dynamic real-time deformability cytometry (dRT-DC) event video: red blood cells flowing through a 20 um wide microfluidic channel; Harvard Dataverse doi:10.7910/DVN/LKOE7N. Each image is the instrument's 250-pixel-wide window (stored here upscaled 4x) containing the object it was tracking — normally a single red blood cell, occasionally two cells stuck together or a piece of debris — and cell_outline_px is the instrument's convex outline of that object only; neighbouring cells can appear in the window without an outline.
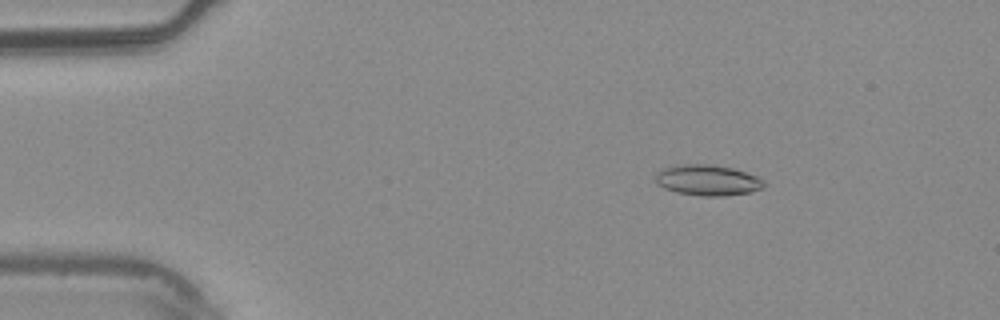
{"species": "common noctule bat (a hibernating species)", "species_latin": "Nyctalus noctula", "temperature_condition": "warm", "stored_images_in_passage": 5, "camera_frame_rate_fps": 3000, "um_per_image_px": 0.085, "animal": {"sex": "male", "body_mass_g": 20.4}, "frame": {"image": 1, "passage_image": 3, "time_ms": 0.667, "image_size_px": [1000, 320], "cell_outline_px": [[764, 188], [752, 192], [724, 196], [700, 196], [676, 192], [664, 188], [656, 184], [656, 172], [660, 168], [676, 164], [708, 164], [732, 168], [756, 176], [764, 180]], "centroid_in_image_um": [60.11, 15.31], "position_along_channel_um": 24.9, "area_um2": 19.65}}
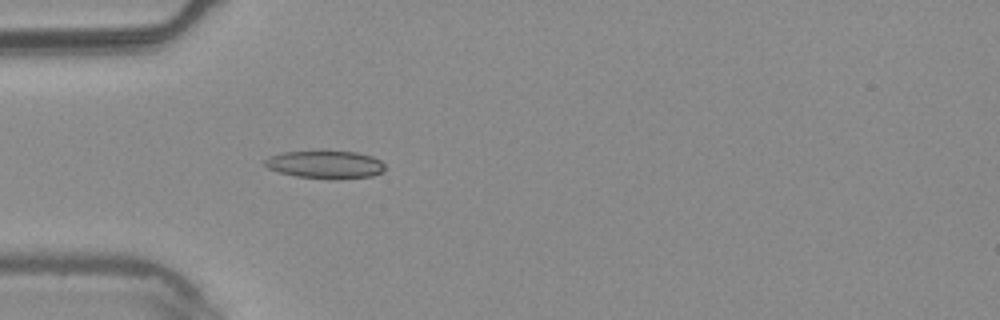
{"frame": {"image": 2, "passage_image": 5, "time_ms": 1.333, "image_size_px": [1000, 320], "cell_outline_px": [[384, 172], [372, 176], [336, 180], [332, 180], [296, 176], [280, 172], [268, 168], [264, 164], [264, 160], [268, 156], [284, 152], [320, 148], [356, 152], [372, 156], [380, 160], [384, 164]], "centroid_in_image_um": [27.65, 13.95], "position_along_channel_um": 57.3, "area_um2": 20.52}}